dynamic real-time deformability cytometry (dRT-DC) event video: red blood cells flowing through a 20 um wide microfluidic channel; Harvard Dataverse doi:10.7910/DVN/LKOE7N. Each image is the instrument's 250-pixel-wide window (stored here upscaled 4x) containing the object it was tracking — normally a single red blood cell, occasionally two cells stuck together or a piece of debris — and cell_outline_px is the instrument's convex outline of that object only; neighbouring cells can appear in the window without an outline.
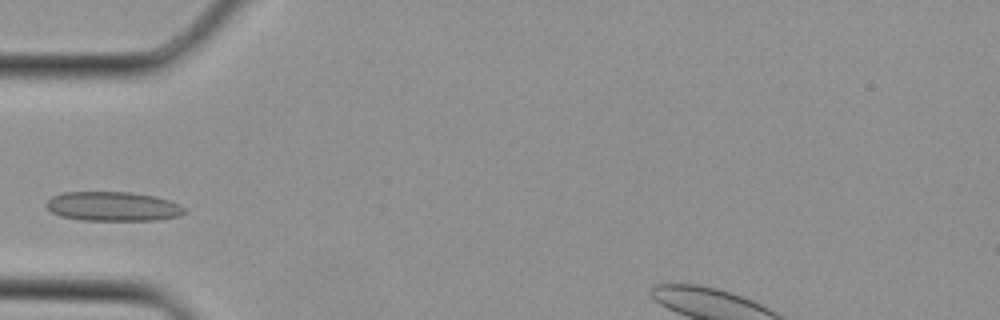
{"species": "Egyptian fruit bat (a non-hibernating species)", "species_latin": "Rousettus aegyptiacus", "temperature_condition": "cold", "stored_images_in_passage": 2, "camera_frame_rate_fps": 3000, "um_per_image_px": 0.085, "animal": {"sex": "female"}, "frame": {"image": 1, "passage_image": 2, "time_ms": 0.333, "image_size_px": [1000, 320], "cell_outline_px": [[188, 212], [180, 216], [156, 220], [80, 220], [60, 216], [52, 212], [44, 204], [52, 196], [64, 192], [132, 192], [156, 196], [180, 204], [188, 208]], "centroid_in_image_um": [9.65, 17.54], "position_along_channel_um": 75.4, "area_um2": 23.93}}